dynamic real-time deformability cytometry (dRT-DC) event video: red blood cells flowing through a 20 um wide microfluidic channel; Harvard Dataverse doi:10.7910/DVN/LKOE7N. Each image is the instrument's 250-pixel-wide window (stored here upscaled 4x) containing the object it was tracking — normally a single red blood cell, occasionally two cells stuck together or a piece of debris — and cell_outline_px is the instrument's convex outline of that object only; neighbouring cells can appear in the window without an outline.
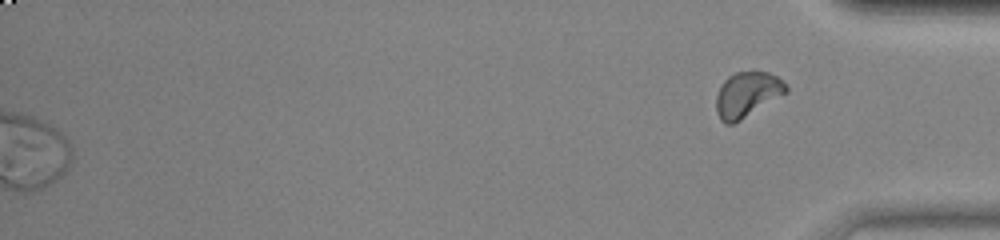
{"species": "common noctule bat (a hibernating species)", "species_latin": "Nyctalus noctula", "temperature_condition": "warm", "stored_images_in_passage": 49, "segment_of_instrument_passage": [2, 2], "camera_frame_rate_fps": 3000, "um_per_image_px": 0.085, "animal": {"sex": "female", "body_mass_g": 23.0, "forearm_length_mm": 53.4}, "frame": {"image": 1, "passage_image": 49, "time_ms": 16.0, "image_size_px": [1000, 240], "cell_outline_px": [[788, 92], [740, 120], [732, 124], [724, 124], [720, 120], [716, 112], [716, 96], [720, 84], [728, 76], [736, 72], [752, 68], [768, 72], [776, 76], [788, 88]], "centroid_in_image_um": [63.48, 7.99], "position_along_channel_um": 371.7, "area_um2": 18.79}}